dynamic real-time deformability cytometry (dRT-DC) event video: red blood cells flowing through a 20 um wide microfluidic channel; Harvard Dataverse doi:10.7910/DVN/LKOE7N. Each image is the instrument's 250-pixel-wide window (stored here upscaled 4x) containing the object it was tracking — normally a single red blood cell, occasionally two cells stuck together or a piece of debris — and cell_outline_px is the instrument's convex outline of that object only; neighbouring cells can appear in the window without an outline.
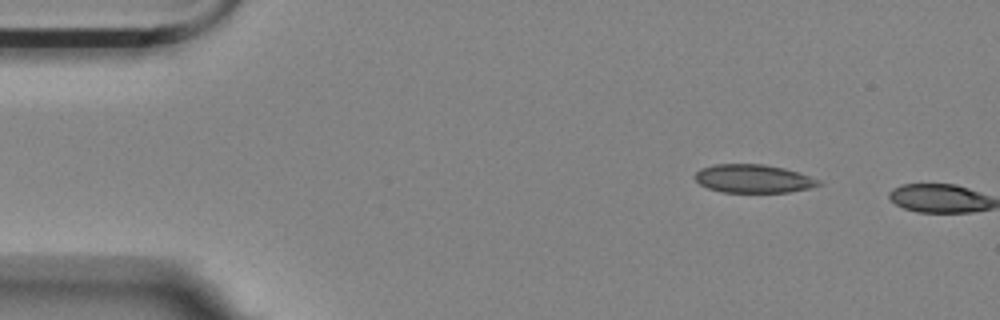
{"species": "Egyptian fruit bat (a non-hibernating species)", "species_latin": "Rousettus aegyptiacus", "temperature_condition": "room temperature", "stored_images_in_passage": 2, "camera_frame_rate_fps": 3000, "um_per_image_px": 0.085, "animal": {"sex": "female"}, "frame": {"image": 1, "passage_image": 1, "time_ms": 0.0, "image_size_px": [1000, 320], "cell_outline_px": [[824, 184], [808, 188], [788, 192], [724, 192], [708, 188], [700, 184], [696, 180], [696, 172], [700, 168], [716, 164], [764, 164], [784, 168], [800, 172], [820, 180]], "centroid_in_image_um": [64.07, 15.18], "position_along_channel_um": 20.9, "area_um2": 20.4}}